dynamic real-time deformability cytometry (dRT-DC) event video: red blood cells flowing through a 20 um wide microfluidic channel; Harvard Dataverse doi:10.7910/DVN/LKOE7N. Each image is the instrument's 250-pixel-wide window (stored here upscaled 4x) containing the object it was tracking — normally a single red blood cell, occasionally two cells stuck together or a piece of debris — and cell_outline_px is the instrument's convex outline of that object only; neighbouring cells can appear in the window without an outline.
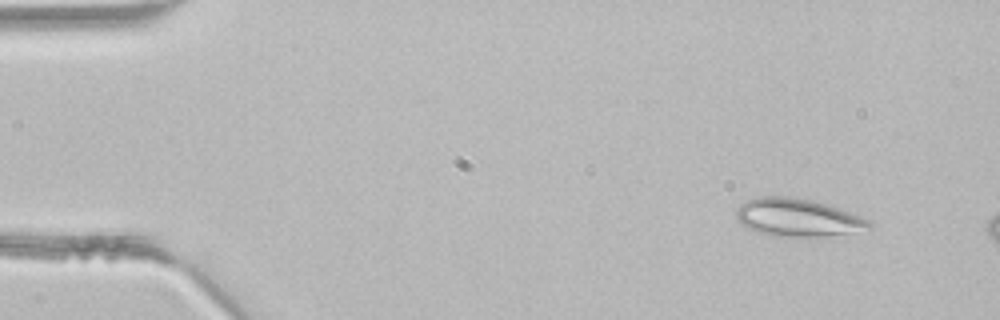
{"species": "common noctule bat (a hibernating species)", "species_latin": "Nyctalus noctula", "temperature_condition": "room temperature", "stored_images_in_passage": 3, "camera_frame_rate_fps": 3000, "um_per_image_px": 0.085, "animal": {"sex": "male", "body_mass_g": 21.5, "forearm_length_mm": 52.0}, "frame": {"image": 1, "passage_image": 1, "time_ms": 0.0, "image_size_px": [1000, 320], "cell_outline_px": [[872, 228], [824, 236], [776, 236], [760, 232], [748, 228], [736, 216], [736, 208], [740, 204], [748, 200], [760, 196], [788, 196], [812, 200], [872, 220]], "centroid_in_image_um": [67.79, 18.48], "position_along_channel_um": 17.2, "area_um2": 28.73}}